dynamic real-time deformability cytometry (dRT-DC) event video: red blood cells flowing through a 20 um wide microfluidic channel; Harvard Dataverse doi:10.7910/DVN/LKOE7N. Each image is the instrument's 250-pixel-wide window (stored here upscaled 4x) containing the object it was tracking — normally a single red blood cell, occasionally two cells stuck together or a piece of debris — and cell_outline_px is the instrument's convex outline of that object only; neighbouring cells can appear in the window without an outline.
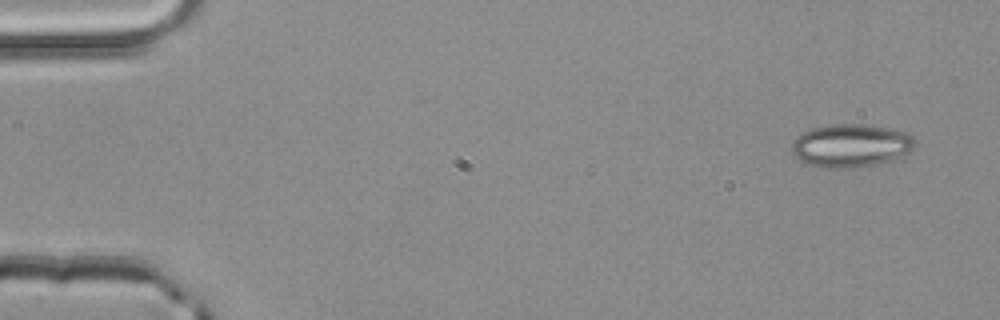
{"species": "common noctule bat (a hibernating species)", "species_latin": "Nyctalus noctula", "temperature_condition": "room temperature", "stored_images_in_passage": 3, "camera_frame_rate_fps": 3000, "um_per_image_px": 0.085, "animal": {"sex": "male", "body_mass_g": 20.4}, "frame": {"image": 1, "passage_image": 1, "time_ms": 0.0, "image_size_px": [1000, 320], "cell_outline_px": [[916, 144], [904, 160], [856, 168], [824, 168], [808, 164], [800, 160], [792, 152], [792, 140], [796, 136], [812, 128], [832, 124], [864, 124], [888, 128], [908, 132], [916, 140]], "centroid_in_image_um": [72.42, 12.4], "position_along_channel_um": 12.6, "area_um2": 31.85}}